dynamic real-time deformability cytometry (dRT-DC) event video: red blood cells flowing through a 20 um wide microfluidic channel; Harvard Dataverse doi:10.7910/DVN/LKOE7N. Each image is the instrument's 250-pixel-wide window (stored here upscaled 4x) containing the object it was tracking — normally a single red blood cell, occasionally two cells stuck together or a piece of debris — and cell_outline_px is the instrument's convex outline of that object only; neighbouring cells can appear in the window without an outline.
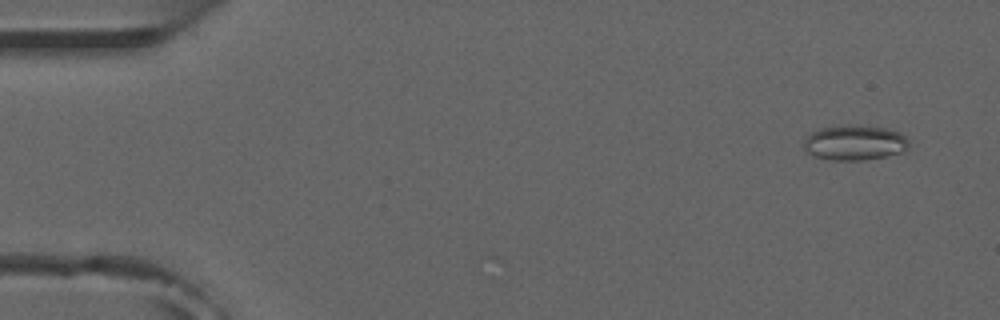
{"species": "common noctule bat (a hibernating species)", "species_latin": "Nyctalus noctula", "temperature_condition": "room temperature", "stored_images_in_passage": 6, "camera_frame_rate_fps": 3000, "um_per_image_px": 0.085, "animal": {"sex": "male", "forearm_length_mm": 52.5}, "frame": {"image": 1, "passage_image": 4, "time_ms": 1.0, "image_size_px": [1000, 320], "cell_outline_px": [[908, 148], [900, 152], [888, 156], [864, 160], [832, 160], [816, 156], [804, 152], [804, 140], [812, 132], [820, 128], [840, 124], [848, 124], [888, 128], [900, 132], [908, 140]], "centroid_in_image_um": [72.63, 12.11], "position_along_channel_um": 12.4, "area_um2": 21.73}}